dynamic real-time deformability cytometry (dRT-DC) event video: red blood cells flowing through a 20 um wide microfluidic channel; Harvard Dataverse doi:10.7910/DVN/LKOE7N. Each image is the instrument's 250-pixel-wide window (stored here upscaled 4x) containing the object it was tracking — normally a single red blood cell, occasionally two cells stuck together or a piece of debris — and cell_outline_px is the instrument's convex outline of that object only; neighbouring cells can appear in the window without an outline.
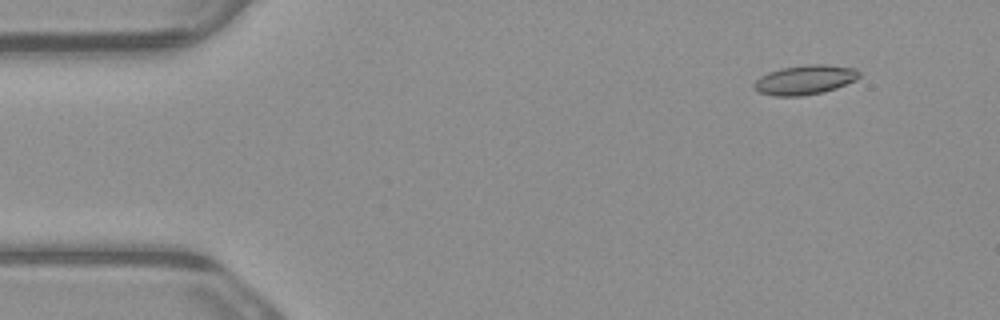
{"species": "common noctule bat (a hibernating species)", "species_latin": "Nyctalus noctula", "temperature_condition": "warm", "stored_images_in_passage": 5, "camera_frame_rate_fps": 3000, "um_per_image_px": 0.085, "animal": {"sex": "male", "body_mass_g": 23.1, "forearm_length_mm": 52.7}, "frame": {"image": 1, "passage_image": 2, "time_ms": 0.333, "image_size_px": [1000, 320], "cell_outline_px": [[860, 76], [856, 80], [836, 88], [824, 92], [800, 96], [776, 96], [760, 92], [752, 88], [752, 84], [760, 76], [768, 72], [780, 68], [804, 64], [828, 64], [856, 68], [860, 72]], "centroid_in_image_um": [68.42, 6.77], "position_along_channel_um": 16.6, "area_um2": 18.32}}
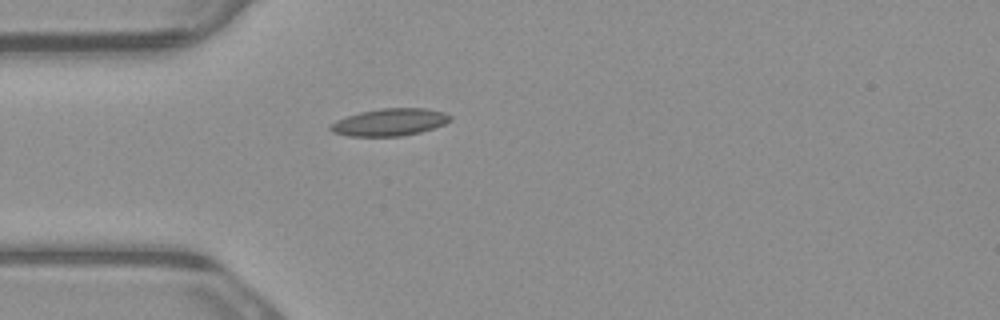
{"frame": {"image": 2, "passage_image": 5, "time_ms": 1.333, "image_size_px": [1000, 320], "cell_outline_px": [[452, 120], [444, 124], [420, 132], [400, 136], [348, 136], [332, 132], [328, 128], [328, 124], [336, 120], [360, 112], [380, 108], [424, 108], [444, 112], [452, 116]], "centroid_in_image_um": [33.1, 10.38], "position_along_channel_um": 51.9, "area_um2": 19.07}}